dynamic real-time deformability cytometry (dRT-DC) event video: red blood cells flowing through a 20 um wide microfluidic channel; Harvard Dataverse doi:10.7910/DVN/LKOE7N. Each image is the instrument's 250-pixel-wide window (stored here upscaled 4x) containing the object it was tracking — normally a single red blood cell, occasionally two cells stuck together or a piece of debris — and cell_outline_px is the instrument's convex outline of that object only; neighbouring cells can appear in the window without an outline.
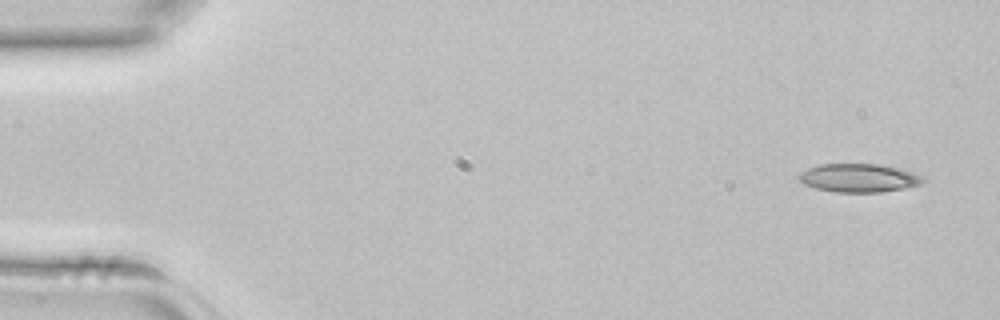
{"species": "common noctule bat (a hibernating species)", "species_latin": "Nyctalus noctula", "temperature_condition": "room temperature", "stored_images_in_passage": 2, "camera_frame_rate_fps": 3000, "um_per_image_px": 0.085, "animal": {"sex": "female", "body_mass_g": 22.7, "forearm_length_mm": 54.2}, "frame": {"image": 1, "passage_image": 1, "time_ms": 0.0, "image_size_px": [1000, 320], "cell_outline_px": [[924, 180], [920, 184], [904, 188], [880, 192], [836, 192], [816, 188], [804, 184], [800, 180], [800, 172], [808, 168], [820, 164], [884, 164], [912, 172], [924, 176]], "centroid_in_image_um": [73.02, 15.12], "position_along_channel_um": 12.0, "area_um2": 20.46}}